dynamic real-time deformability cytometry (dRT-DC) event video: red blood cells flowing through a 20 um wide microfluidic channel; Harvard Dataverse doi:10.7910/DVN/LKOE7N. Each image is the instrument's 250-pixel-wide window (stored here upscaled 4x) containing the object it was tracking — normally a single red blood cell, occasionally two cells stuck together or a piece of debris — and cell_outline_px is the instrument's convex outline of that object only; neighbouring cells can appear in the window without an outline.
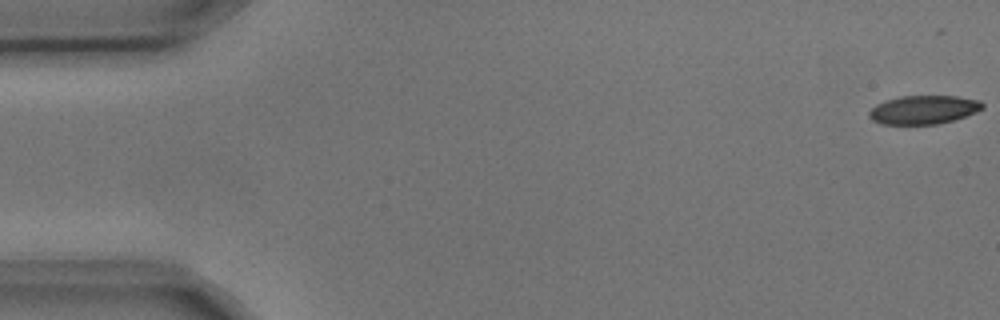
{"species": "common noctule bat (a hibernating species)", "species_latin": "Nyctalus noctula", "temperature_condition": "cold", "stored_images_in_passage": 6, "camera_frame_rate_fps": 3000, "um_per_image_px": 0.085, "animal": {"sex": "male", "body_mass_g": 17.9, "forearm_length_mm": 54.2}, "frame": {"image": 1, "passage_image": 1, "time_ms": 0.0, "image_size_px": [1000, 320], "cell_outline_px": [[984, 108], [976, 112], [952, 120], [936, 124], [880, 124], [872, 120], [868, 116], [868, 112], [876, 104], [900, 96], [956, 96], [980, 100], [984, 104]], "centroid_in_image_um": [78.5, 9.32], "position_along_channel_um": 6.5, "area_um2": 18.84}}
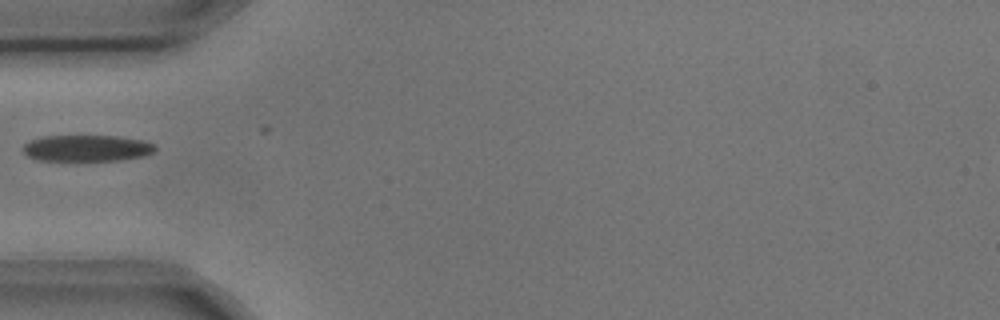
{"frame": {"image": 2, "passage_image": 4, "time_ms": 1.0, "image_size_px": [1000, 320], "cell_outline_px": [[156, 148], [152, 152], [144, 156], [120, 160], [36, 160], [28, 156], [24, 152], [24, 144], [32, 140], [44, 136], [120, 136], [144, 140], [152, 144]], "centroid_in_image_um": [7.39, 12.59], "position_along_channel_um": 77.6, "area_um2": 20.11}}